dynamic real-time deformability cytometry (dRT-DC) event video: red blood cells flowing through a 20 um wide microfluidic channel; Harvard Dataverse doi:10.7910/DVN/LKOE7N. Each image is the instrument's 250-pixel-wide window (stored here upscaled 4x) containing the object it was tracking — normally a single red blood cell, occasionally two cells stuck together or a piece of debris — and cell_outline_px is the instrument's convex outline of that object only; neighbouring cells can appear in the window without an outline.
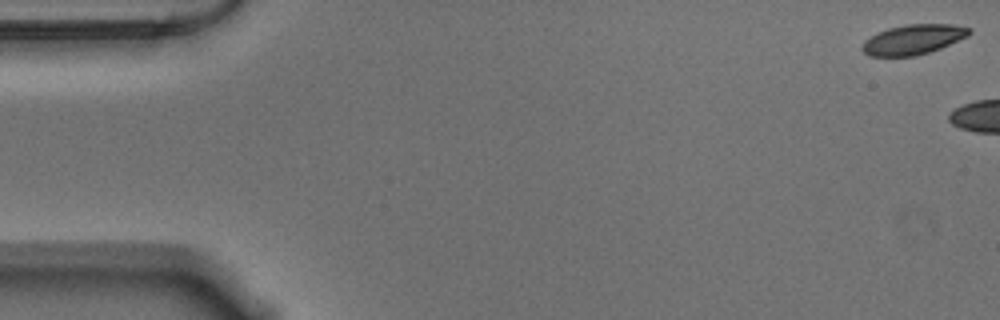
{"species": "Egyptian fruit bat (a non-hibernating species)", "species_latin": "Rousettus aegyptiacus", "temperature_condition": "warm", "stored_images_in_passage": 5, "camera_frame_rate_fps": 3000, "um_per_image_px": 0.085, "animal": {"sex": "male"}, "frame": {"image": 1, "passage_image": 1, "time_ms": 0.0, "image_size_px": [1000, 320], "cell_outline_px": [[972, 32], [968, 36], [940, 48], [916, 56], [868, 56], [860, 48], [864, 40], [888, 28], [904, 24], [956, 24], [972, 28]], "centroid_in_image_um": [77.64, 3.35], "position_along_channel_um": 7.4, "area_um2": 18.73}}